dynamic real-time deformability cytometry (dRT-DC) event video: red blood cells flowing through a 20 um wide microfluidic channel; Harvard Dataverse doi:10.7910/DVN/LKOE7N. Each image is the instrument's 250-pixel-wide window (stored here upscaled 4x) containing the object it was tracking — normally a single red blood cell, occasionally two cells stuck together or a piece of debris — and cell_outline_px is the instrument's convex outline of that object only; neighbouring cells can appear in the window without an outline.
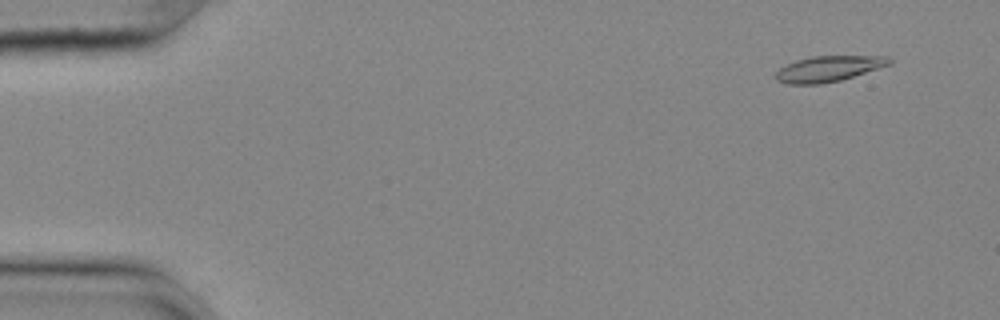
{"species": "common noctule bat (a hibernating species)", "species_latin": "Nyctalus noctula", "temperature_condition": "cold", "stored_images_in_passage": 56, "camera_frame_rate_fps": 3000, "um_per_image_px": 0.085, "animal": {"sex": "female", "body_mass_g": 25.1}, "frame": {"image": 1, "passage_image": 5, "time_ms": 1.333, "image_size_px": [1000, 320], "cell_outline_px": [[892, 64], [840, 80], [820, 84], [788, 84], [776, 80], [776, 72], [780, 68], [796, 60], [812, 56], [888, 56], [892, 60]], "centroid_in_image_um": [70.44, 5.84], "position_along_channel_um": 14.6, "area_um2": 16.88}}
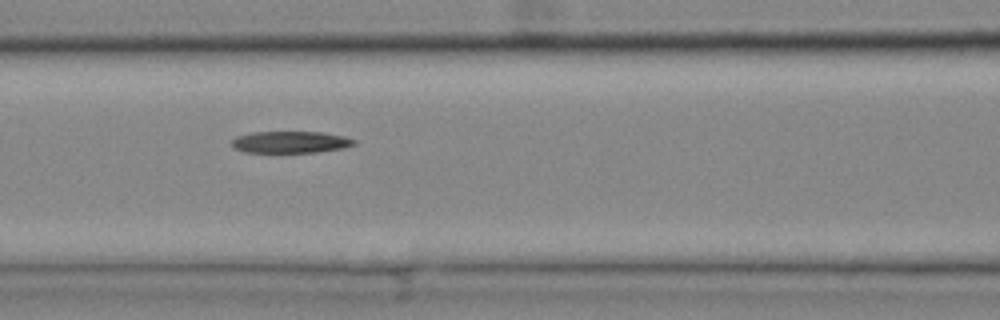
{"frame": {"image": 2, "passage_image": 25, "time_ms": 8.0, "image_size_px": [1000, 320], "cell_outline_px": [[356, 144], [344, 148], [316, 152], [244, 152], [232, 148], [232, 140], [236, 136], [252, 132], [324, 132], [344, 136], [356, 140]], "centroid_in_image_um": [24.69, 12.07], "position_along_channel_um": 141.9, "area_um2": 15.61}}
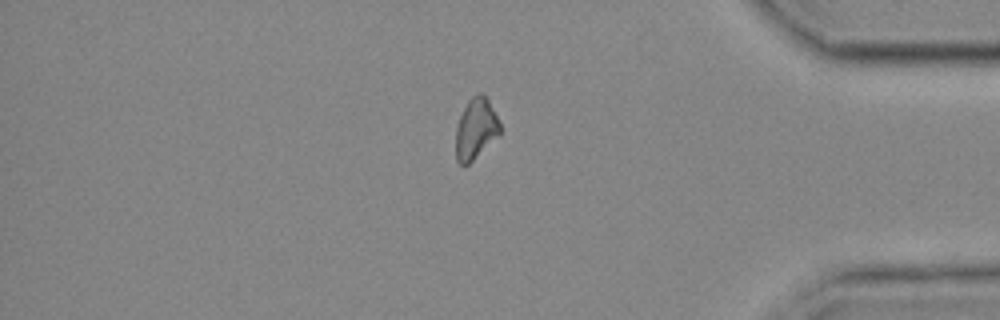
{"frame": {"image": 3, "passage_image": 48, "time_ms": 15.667, "image_size_px": [1000, 320], "cell_outline_px": [[500, 136], [468, 164], [460, 164], [456, 160], [456, 128], [460, 116], [468, 100], [472, 96], [480, 92], [484, 92], [500, 124]], "centroid_in_image_um": [40.45, 10.94], "position_along_channel_um": 394.8, "area_um2": 15.66}}